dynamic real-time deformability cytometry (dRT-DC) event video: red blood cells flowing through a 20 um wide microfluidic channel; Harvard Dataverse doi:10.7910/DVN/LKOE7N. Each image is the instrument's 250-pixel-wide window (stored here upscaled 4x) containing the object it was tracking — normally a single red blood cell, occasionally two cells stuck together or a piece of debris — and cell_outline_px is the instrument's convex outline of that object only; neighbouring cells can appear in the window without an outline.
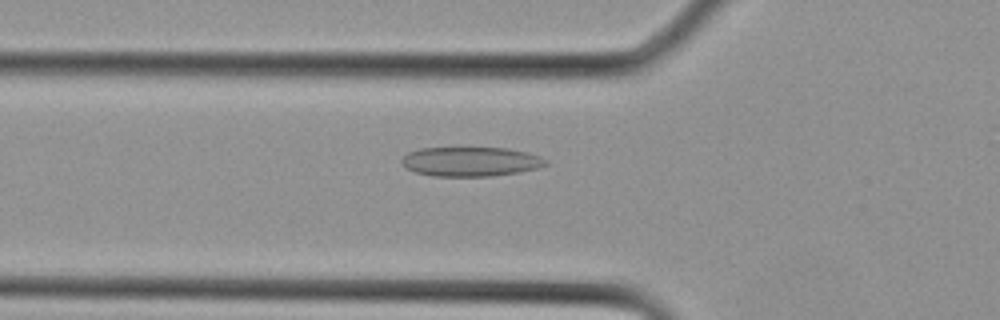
{"species": "Egyptian fruit bat (a non-hibernating species)", "species_latin": "Rousettus aegyptiacus", "temperature_condition": "cold", "stored_images_in_passage": 7, "camera_frame_rate_fps": 3000, "um_per_image_px": 0.085, "animal": {"sex": "female"}, "frame": {"image": 1, "passage_image": 3, "time_ms": 0.667, "image_size_px": [1000, 320], "cell_outline_px": [[548, 164], [536, 168], [516, 172], [492, 176], [432, 176], [416, 172], [404, 168], [400, 164], [400, 160], [408, 152], [420, 148], [508, 148], [528, 152], [540, 156], [548, 160]], "centroid_in_image_um": [39.97, 13.73], "position_along_channel_um": 85.8, "area_um2": 24.8}}
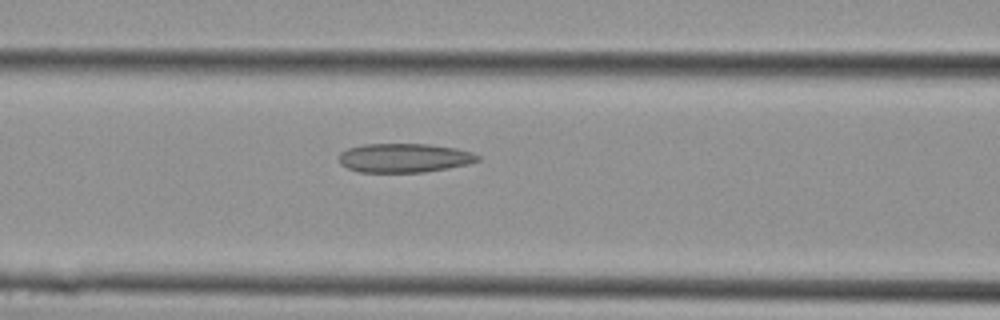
{"frame": {"image": 2, "passage_image": 5, "time_ms": 1.333, "image_size_px": [1000, 320], "cell_outline_px": [[480, 160], [468, 164], [448, 168], [424, 172], [360, 172], [348, 168], [340, 164], [340, 152], [348, 148], [364, 144], [428, 144], [456, 148], [472, 152], [480, 156]], "centroid_in_image_um": [34.38, 13.42], "position_along_channel_um": 132.2, "area_um2": 23.47}}
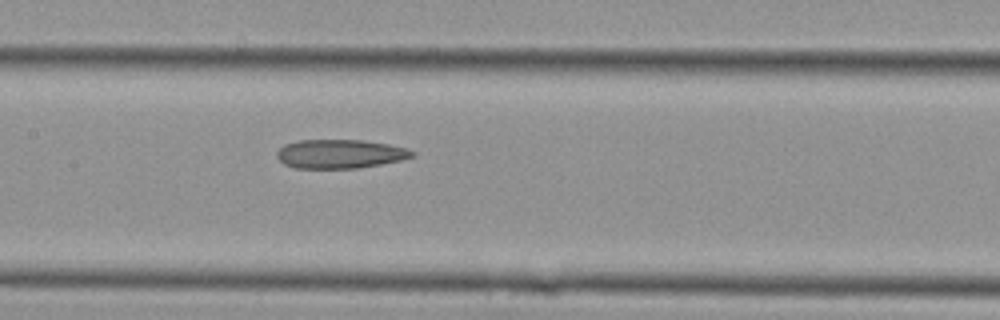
{"frame": {"image": 3, "passage_image": 7, "time_ms": 2.0, "image_size_px": [1000, 320], "cell_outline_px": [[416, 156], [400, 160], [360, 168], [296, 168], [284, 164], [276, 156], [276, 152], [284, 144], [300, 140], [364, 140], [388, 144], [408, 148], [416, 152]], "centroid_in_image_um": [28.92, 13.08], "position_along_channel_um": 178.5, "area_um2": 22.89}}